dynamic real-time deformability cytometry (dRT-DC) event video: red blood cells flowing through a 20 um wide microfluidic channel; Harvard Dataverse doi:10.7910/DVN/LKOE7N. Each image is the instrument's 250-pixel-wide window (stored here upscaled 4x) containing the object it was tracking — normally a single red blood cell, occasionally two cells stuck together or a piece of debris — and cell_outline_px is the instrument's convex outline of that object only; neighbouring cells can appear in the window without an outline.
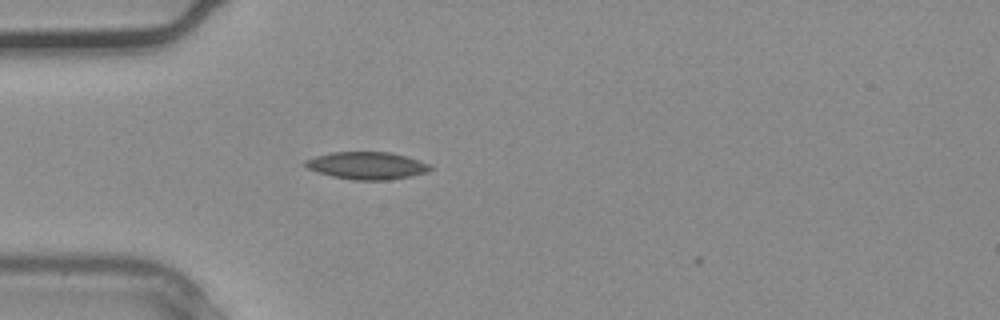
{"species": "common noctule bat (a hibernating species)", "species_latin": "Nyctalus noctula", "temperature_condition": "warm", "stored_images_in_passage": 26, "camera_frame_rate_fps": 3000, "um_per_image_px": 0.085, "animal": {"sex": "male", "body_mass_g": 20.4}, "frame": {"image": 1, "passage_image": 4, "time_ms": 1.0, "image_size_px": [1000, 320], "cell_outline_px": [[432, 168], [428, 172], [412, 176], [388, 180], [356, 180], [332, 176], [316, 172], [308, 168], [304, 164], [304, 160], [316, 156], [332, 152], [388, 152], [408, 156], [432, 164]], "centroid_in_image_um": [31.23, 14.07], "position_along_channel_um": 53.8, "area_um2": 20.11}}
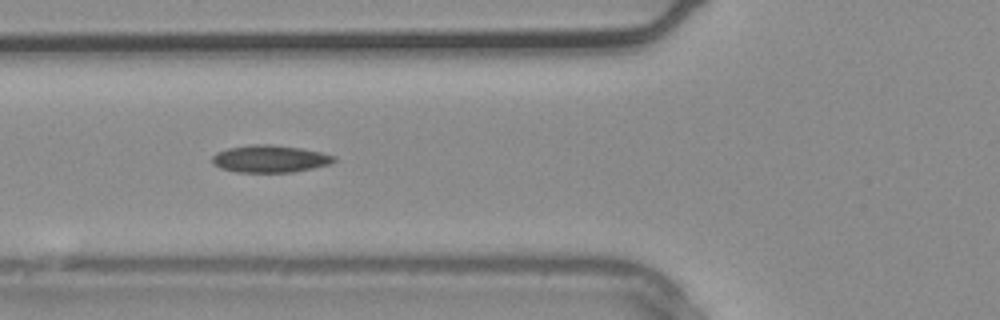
{"frame": {"image": 2, "passage_image": 7, "time_ms": 2.0, "image_size_px": [1000, 320], "cell_outline_px": [[336, 160], [332, 164], [292, 172], [236, 172], [220, 168], [212, 164], [212, 156], [216, 152], [228, 148], [252, 144], [272, 144], [300, 148], [320, 152], [336, 156]], "centroid_in_image_um": [22.93, 13.5], "position_along_channel_um": 102.9, "area_um2": 19.48}}